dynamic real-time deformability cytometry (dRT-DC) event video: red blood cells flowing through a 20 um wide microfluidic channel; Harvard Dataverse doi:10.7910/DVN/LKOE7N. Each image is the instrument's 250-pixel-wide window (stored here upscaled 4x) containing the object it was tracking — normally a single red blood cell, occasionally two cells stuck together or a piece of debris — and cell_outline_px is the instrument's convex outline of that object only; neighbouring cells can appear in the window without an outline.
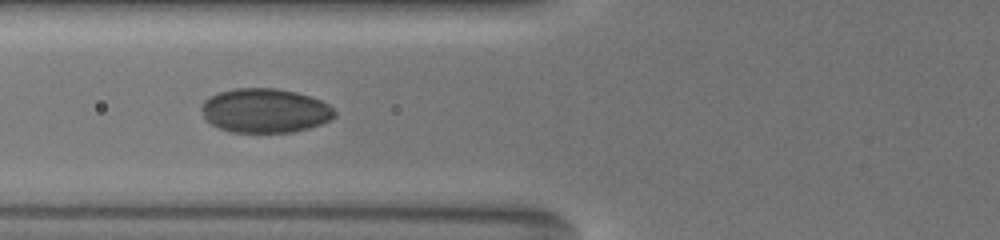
{"species": "common noctule bat (a hibernating species)", "species_latin": "Nyctalus noctula", "temperature_condition": "warm", "stored_images_in_passage": 21, "segment_of_instrument_passage": [1, 2], "camera_frame_rate_fps": 3000, "um_per_image_px": 0.085, "animal": {"sex": "female", "body_mass_g": 19.5, "forearm_length_mm": 54.1}, "frame": {"image": 1, "passage_image": 10, "time_ms": 4.333, "image_size_px": [1000, 240], "cell_outline_px": [[336, 116], [320, 124], [308, 128], [292, 132], [232, 132], [220, 128], [204, 120], [204, 100], [220, 92], [236, 88], [276, 88], [296, 92], [320, 100], [328, 104], [336, 112]], "centroid_in_image_um": [22.55, 9.4], "position_along_channel_um": 103.3, "area_um2": 33.93}}
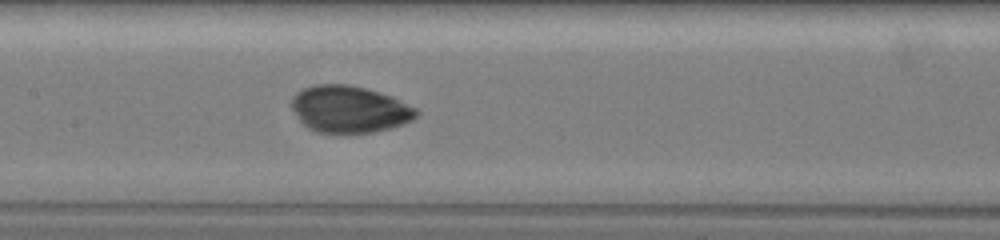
{"frame": {"image": 2, "passage_image": 13, "time_ms": 6.333, "image_size_px": [1000, 240], "cell_outline_px": [[420, 112], [412, 120], [404, 124], [392, 128], [372, 132], [348, 136], [344, 136], [316, 132], [308, 128], [300, 120], [292, 108], [292, 100], [296, 92], [304, 88], [316, 84], [348, 84], [364, 88], [392, 96], [416, 108]], "centroid_in_image_um": [29.71, 9.33], "position_along_channel_um": 177.7, "area_um2": 34.74}}